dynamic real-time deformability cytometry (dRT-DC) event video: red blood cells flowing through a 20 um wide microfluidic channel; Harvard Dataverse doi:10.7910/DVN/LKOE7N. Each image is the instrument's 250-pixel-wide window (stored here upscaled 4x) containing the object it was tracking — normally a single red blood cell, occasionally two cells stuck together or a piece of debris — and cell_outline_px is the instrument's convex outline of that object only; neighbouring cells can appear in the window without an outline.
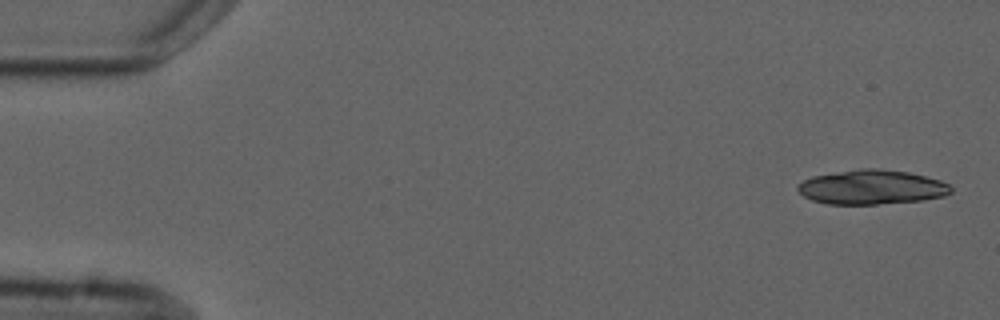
{"species": "common noctule bat (a hibernating species)", "species_latin": "Nyctalus noctula", "temperature_condition": "cold", "stored_images_in_passage": 6, "camera_frame_rate_fps": 3000, "um_per_image_px": 0.085, "animal": {"sex": "male", "forearm_length_mm": 52.5}, "frame": {"image": 1, "passage_image": 1, "time_ms": 0.0, "image_size_px": [1000, 320], "cell_outline_px": [[952, 192], [944, 196], [920, 200], [876, 204], [828, 204], [812, 200], [804, 196], [796, 188], [796, 184], [812, 176], [860, 168], [880, 168], [908, 172], [940, 180], [948, 184], [952, 188]], "centroid_in_image_um": [74.07, 15.9], "position_along_channel_um": 10.9, "area_um2": 30.69}}